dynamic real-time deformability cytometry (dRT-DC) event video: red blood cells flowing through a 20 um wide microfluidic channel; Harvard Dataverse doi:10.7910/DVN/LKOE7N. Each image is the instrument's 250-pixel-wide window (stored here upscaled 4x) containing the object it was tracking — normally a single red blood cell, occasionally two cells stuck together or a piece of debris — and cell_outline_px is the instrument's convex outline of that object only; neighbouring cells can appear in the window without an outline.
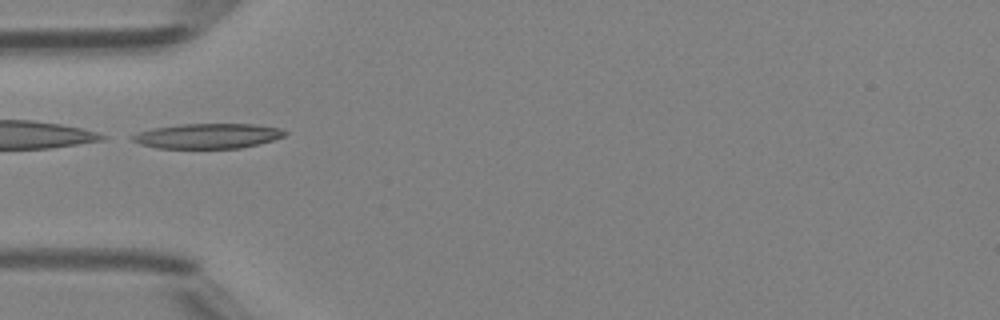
{"species": "Egyptian fruit bat (a non-hibernating species)", "species_latin": "Rousettus aegyptiacus", "temperature_condition": "room temperature", "stored_images_in_passage": 2, "camera_frame_rate_fps": 3000, "um_per_image_px": 0.085, "animal": {"sex": "female"}, "frame": {"image": 1, "passage_image": 1, "time_ms": 0.0, "image_size_px": [1000, 320], "cell_outline_px": [[288, 132], [284, 136], [260, 144], [240, 148], [156, 148], [140, 144], [132, 140], [128, 136], [152, 128], [180, 124], [252, 124], [280, 128]], "centroid_in_image_um": [17.64, 11.56], "position_along_channel_um": 67.4, "area_um2": 22.25}}
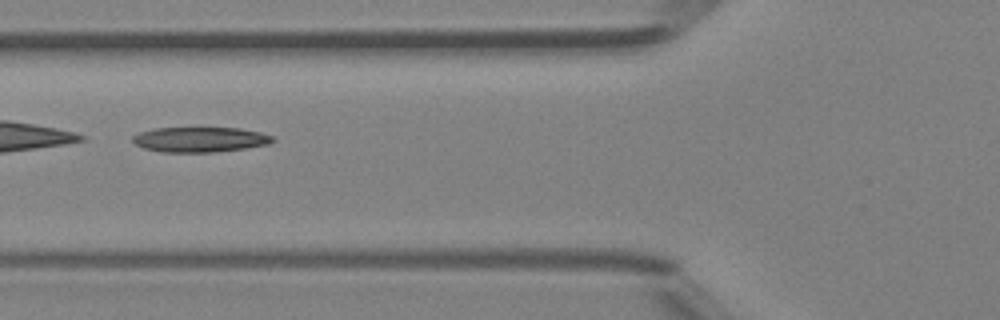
{"frame": {"image": 2, "passage_image": 2, "time_ms": 1.0, "image_size_px": [1000, 320], "cell_outline_px": [[276, 140], [268, 144], [244, 148], [216, 152], [164, 152], [144, 148], [136, 144], [132, 140], [132, 136], [140, 132], [156, 128], [240, 128], [260, 132], [272, 136]], "centroid_in_image_um": [17.01, 11.86], "position_along_channel_um": 108.8, "area_um2": 20.35}}